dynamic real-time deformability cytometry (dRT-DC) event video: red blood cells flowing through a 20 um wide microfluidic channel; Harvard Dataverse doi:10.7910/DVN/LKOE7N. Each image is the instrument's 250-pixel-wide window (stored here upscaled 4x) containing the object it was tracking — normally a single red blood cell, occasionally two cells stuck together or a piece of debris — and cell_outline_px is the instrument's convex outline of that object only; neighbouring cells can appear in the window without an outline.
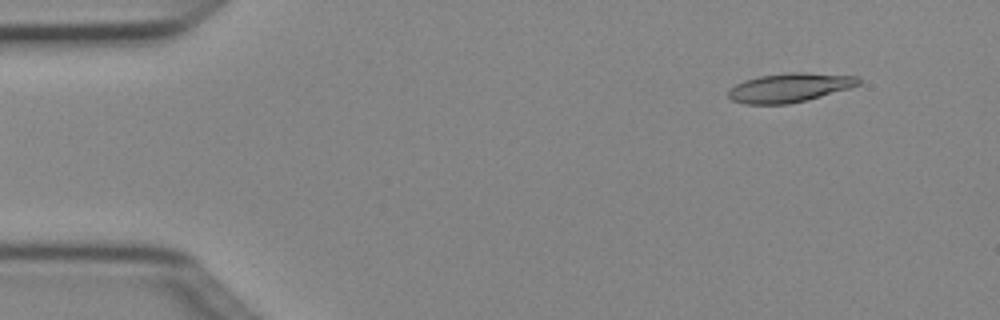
{"species": "Egyptian fruit bat (a non-hibernating species)", "species_latin": "Rousettus aegyptiacus", "temperature_condition": "cold", "stored_images_in_passage": 6, "camera_frame_rate_fps": 3000, "um_per_image_px": 0.085, "animal": {"sex": "female"}, "frame": {"image": 1, "passage_image": 6, "time_ms": 1.667, "image_size_px": [1000, 320], "cell_outline_px": [[860, 84], [848, 88], [808, 100], [788, 104], [744, 104], [732, 100], [728, 96], [728, 88], [744, 80], [760, 76], [788, 72], [804, 72], [856, 76], [860, 80]], "centroid_in_image_um": [67.07, 7.45], "position_along_channel_um": 17.9, "area_um2": 22.02}}